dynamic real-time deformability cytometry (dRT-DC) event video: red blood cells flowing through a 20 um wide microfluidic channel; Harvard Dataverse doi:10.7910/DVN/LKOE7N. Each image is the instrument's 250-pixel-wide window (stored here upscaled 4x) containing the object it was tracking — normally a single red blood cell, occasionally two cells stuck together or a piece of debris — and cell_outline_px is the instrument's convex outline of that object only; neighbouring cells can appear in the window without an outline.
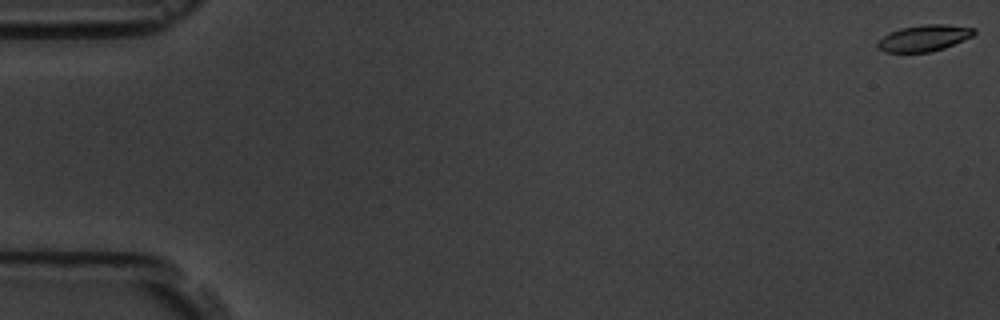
{"species": "common noctule bat (a hibernating species)", "species_latin": "Nyctalus noctula", "temperature_condition": "room temperature", "stored_images_in_passage": 59, "camera_frame_rate_fps": 3000, "um_per_image_px": 0.085, "animal": {"sex": "male", "body_mass_g": 19.5, "forearm_length_mm": 54.6}, "frame": {"image": 1, "passage_image": 1, "time_ms": 0.0, "image_size_px": [1000, 320], "cell_outline_px": [[976, 32], [972, 36], [944, 48], [928, 52], [884, 52], [876, 44], [888, 32], [900, 28], [924, 24], [948, 24], [976, 28]], "centroid_in_image_um": [78.56, 3.22], "position_along_channel_um": 6.4, "area_um2": 14.74}}
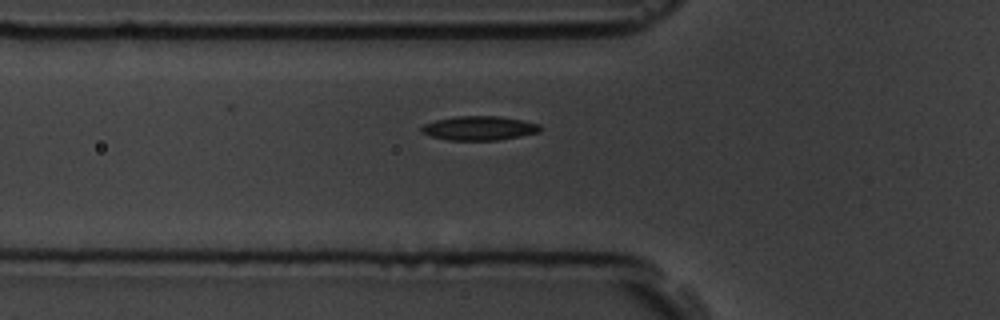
{"frame": {"image": 2, "passage_image": 21, "time_ms": 6.667, "image_size_px": [1000, 320], "cell_outline_px": [[544, 128], [540, 132], [500, 140], [448, 140], [432, 136], [420, 132], [420, 128], [424, 124], [436, 120], [456, 116], [500, 116], [540, 124]], "centroid_in_image_um": [40.76, 10.89], "position_along_channel_um": 85.0, "area_um2": 16.76}}
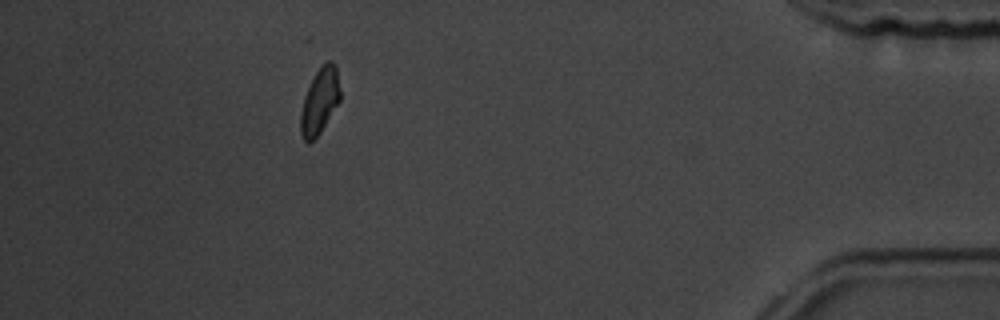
{"frame": {"image": 3, "passage_image": 53, "time_ms": 17.333, "image_size_px": [1000, 320], "cell_outline_px": [[340, 100], [320, 132], [308, 144], [304, 140], [300, 132], [300, 112], [304, 96], [320, 64], [328, 60], [332, 60], [336, 64], [340, 88]], "centroid_in_image_um": [27.18, 8.55], "position_along_channel_um": 408.0, "area_um2": 15.2}, "authors_computed_cell_mechanics": {"area_um2": 15.6638, "velocity_mm_per_s": 3.5237, "shape_relaxation_time_tau1_ms": 5.654, "shape_relaxation_time_tau2_ms": 8.0321, "deformation_change_tau1": 0.1379, "deformation_change_tau2": 0.1226}}